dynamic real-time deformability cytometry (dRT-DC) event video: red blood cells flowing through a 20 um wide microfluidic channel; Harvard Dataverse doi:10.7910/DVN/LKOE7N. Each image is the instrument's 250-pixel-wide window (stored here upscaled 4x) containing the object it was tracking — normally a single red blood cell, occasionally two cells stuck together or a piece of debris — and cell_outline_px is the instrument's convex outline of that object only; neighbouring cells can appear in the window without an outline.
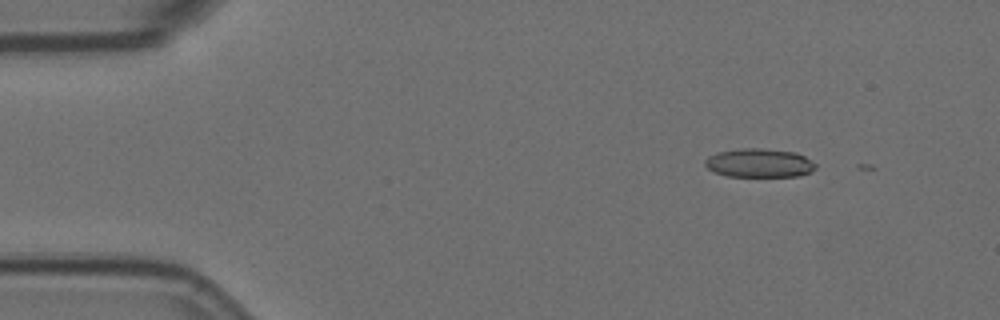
{"species": "Egyptian fruit bat (a non-hibernating species)", "species_latin": "Rousettus aegyptiacus", "temperature_condition": "room temperature", "stored_images_in_passage": 3, "camera_frame_rate_fps": 3000, "um_per_image_px": 0.085, "animal": {"sex": "female"}, "frame": {"image": 1, "passage_image": 2, "time_ms": 0.333, "image_size_px": [1000, 320], "cell_outline_px": [[816, 168], [812, 172], [800, 176], [728, 176], [712, 172], [704, 164], [704, 160], [708, 156], [716, 152], [736, 148], [760, 148], [796, 152], [804, 156], [816, 164]], "centroid_in_image_um": [64.51, 13.85], "position_along_channel_um": 20.5, "area_um2": 18.79}}